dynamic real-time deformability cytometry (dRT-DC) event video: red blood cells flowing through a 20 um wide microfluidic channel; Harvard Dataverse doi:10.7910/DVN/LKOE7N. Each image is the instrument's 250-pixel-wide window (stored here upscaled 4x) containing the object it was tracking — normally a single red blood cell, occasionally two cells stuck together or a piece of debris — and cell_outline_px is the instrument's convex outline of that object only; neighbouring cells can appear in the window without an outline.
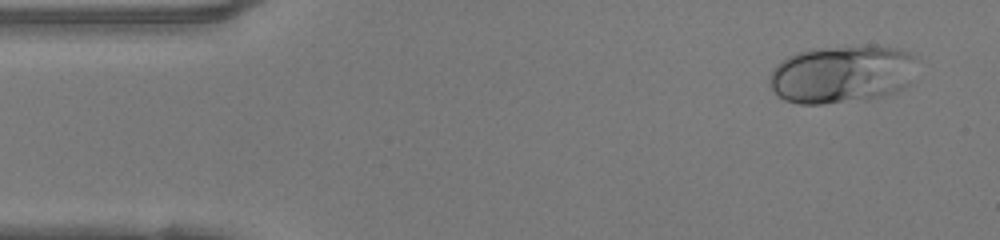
{"species": "human", "species_latin": "Homo sapiens", "temperature_condition": "warm", "stored_images_in_passage": 47, "camera_frame_rate_fps": 3000, "um_per_image_px": 0.085, "donor": {"sex": "female"}, "frame": {"image": 1, "passage_image": 3, "time_ms": 0.667, "image_size_px": [1000, 240], "cell_outline_px": [[916, 56], [908, 84], [904, 88], [896, 92], [876, 96], [824, 104], [800, 104], [784, 100], [772, 88], [768, 80], [776, 64], [788, 56], [812, 48], [868, 44], [900, 48]], "centroid_in_image_um": [71.55, 6.26], "position_along_channel_um": 13.5, "area_um2": 49.65}}
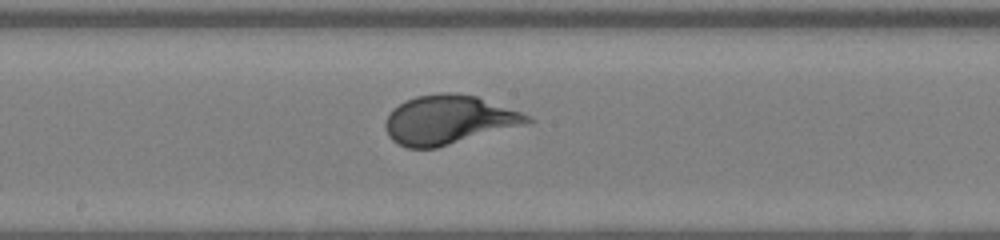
{"frame": {"image": 2, "passage_image": 24, "time_ms": 7.667, "image_size_px": [1000, 240], "cell_outline_px": [[536, 120], [532, 124], [436, 148], [408, 148], [392, 140], [388, 136], [384, 128], [384, 124], [392, 108], [404, 100], [416, 96], [440, 92], [452, 92], [476, 96], [520, 112]], "centroid_in_image_um": [38.15, 10.19], "position_along_channel_um": 210.0, "area_um2": 40.98}}
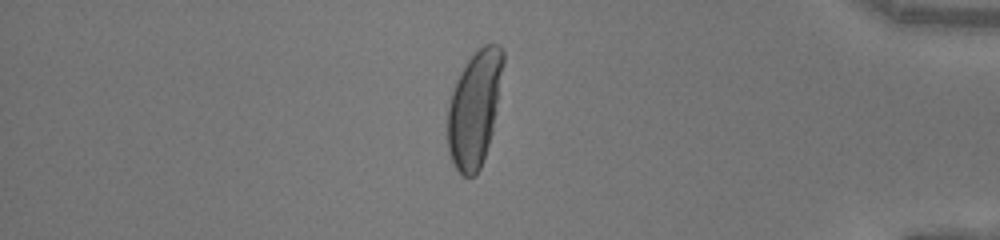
{"frame": {"image": 3, "passage_image": 40, "time_ms": 13.0, "image_size_px": [1000, 240], "cell_outline_px": [[504, 64], [496, 112], [492, 132], [480, 168], [476, 176], [464, 176], [452, 164], [448, 152], [448, 108], [452, 92], [456, 80], [468, 60], [484, 44], [500, 44], [504, 48]], "centroid_in_image_um": [40.34, 9.22], "position_along_channel_um": 394.9, "area_um2": 37.28}, "authors_computed_cell_mechanics": {"area_um2": 40.171, "velocity_mm_per_s": 4.1711, "shape_relaxation_time_tau1_ms": 3.1336, "shape_relaxation_time_tau2_ms": null, "deformation_change_tau1": 0.1996, "deformation_change_tau2": null}}